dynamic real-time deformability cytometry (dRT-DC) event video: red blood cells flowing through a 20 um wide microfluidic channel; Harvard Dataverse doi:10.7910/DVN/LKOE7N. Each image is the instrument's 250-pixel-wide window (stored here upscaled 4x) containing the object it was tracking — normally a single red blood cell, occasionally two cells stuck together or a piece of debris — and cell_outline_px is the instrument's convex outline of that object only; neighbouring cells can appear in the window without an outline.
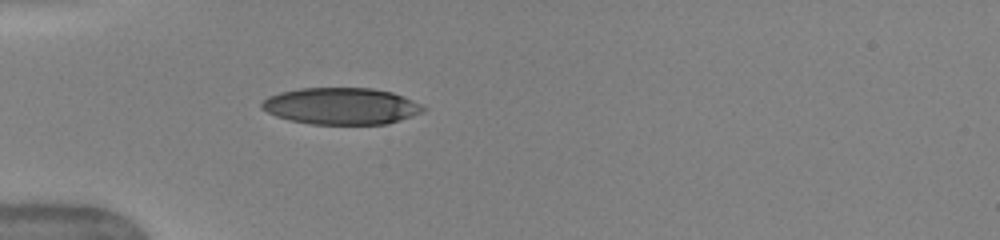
{"species": "human", "species_latin": "Homo sapiens", "temperature_condition": "warm", "stored_images_in_passage": 5, "camera_frame_rate_fps": 3000, "um_per_image_px": 0.085, "donor": {"sex": "female"}, "frame": {"image": 1, "passage_image": 5, "time_ms": 4.333, "image_size_px": [1000, 240], "cell_outline_px": [[424, 108], [420, 112], [412, 116], [388, 124], [312, 124], [292, 120], [276, 116], [260, 108], [260, 104], [268, 96], [280, 92], [300, 88], [372, 88], [392, 92], [412, 100], [420, 104]], "centroid_in_image_um": [28.97, 9.01], "position_along_channel_um": 56.0, "area_um2": 34.33}}